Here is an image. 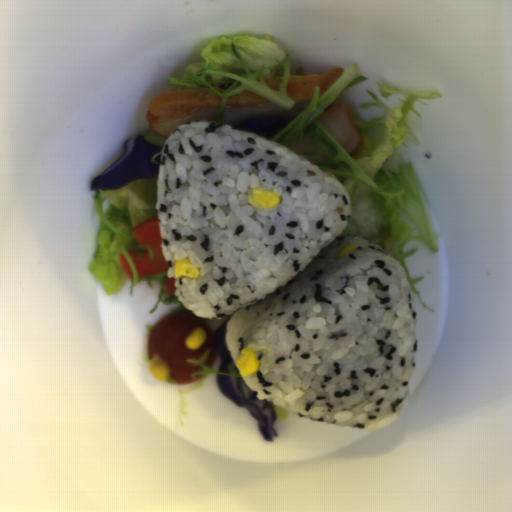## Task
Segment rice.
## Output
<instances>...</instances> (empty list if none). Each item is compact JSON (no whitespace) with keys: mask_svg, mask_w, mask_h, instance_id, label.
<instances>
[{"mask_svg":"<svg viewBox=\"0 0 512 512\" xmlns=\"http://www.w3.org/2000/svg\"><path fill=\"white\" fill-rule=\"evenodd\" d=\"M281 196L267 209L251 191ZM157 210L167 275L185 309L229 316L232 360L256 398L289 413L370 430L409 400L417 317L399 259L342 235L353 204L337 177L284 145L218 122L176 126L158 161ZM359 245L345 258L344 245ZM188 256L196 279L174 276Z\"/></svg>","mask_w":512,"mask_h":512,"instance_id":"652b925c","label":"rice"}]
</instances>
